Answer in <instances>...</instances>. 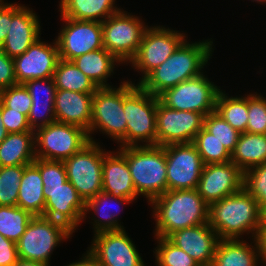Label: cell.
Returning <instances> with one entry per match:
<instances>
[{"instance_id":"8fae6325","label":"cell","mask_w":266,"mask_h":266,"mask_svg":"<svg viewBox=\"0 0 266 266\" xmlns=\"http://www.w3.org/2000/svg\"><path fill=\"white\" fill-rule=\"evenodd\" d=\"M219 89L205 75L194 77L177 86L166 89L158 98L167 107L202 113L205 116L215 112Z\"/></svg>"},{"instance_id":"ffe728a7","label":"cell","mask_w":266,"mask_h":266,"mask_svg":"<svg viewBox=\"0 0 266 266\" xmlns=\"http://www.w3.org/2000/svg\"><path fill=\"white\" fill-rule=\"evenodd\" d=\"M40 21L29 7L11 3V24L0 49L11 58L22 55L40 39Z\"/></svg>"},{"instance_id":"1f68e13d","label":"cell","mask_w":266,"mask_h":266,"mask_svg":"<svg viewBox=\"0 0 266 266\" xmlns=\"http://www.w3.org/2000/svg\"><path fill=\"white\" fill-rule=\"evenodd\" d=\"M53 80L56 89L94 93L98 88L90 78L77 68L73 61L64 59L58 61Z\"/></svg>"},{"instance_id":"836d02e7","label":"cell","mask_w":266,"mask_h":266,"mask_svg":"<svg viewBox=\"0 0 266 266\" xmlns=\"http://www.w3.org/2000/svg\"><path fill=\"white\" fill-rule=\"evenodd\" d=\"M33 217L19 206H0V234L17 243Z\"/></svg>"},{"instance_id":"5bb4252c","label":"cell","mask_w":266,"mask_h":266,"mask_svg":"<svg viewBox=\"0 0 266 266\" xmlns=\"http://www.w3.org/2000/svg\"><path fill=\"white\" fill-rule=\"evenodd\" d=\"M167 191L196 189L204 162L193 143L165 146Z\"/></svg>"},{"instance_id":"e575fe53","label":"cell","mask_w":266,"mask_h":266,"mask_svg":"<svg viewBox=\"0 0 266 266\" xmlns=\"http://www.w3.org/2000/svg\"><path fill=\"white\" fill-rule=\"evenodd\" d=\"M192 143L205 165L231 161V153L204 128L197 133Z\"/></svg>"},{"instance_id":"d590c367","label":"cell","mask_w":266,"mask_h":266,"mask_svg":"<svg viewBox=\"0 0 266 266\" xmlns=\"http://www.w3.org/2000/svg\"><path fill=\"white\" fill-rule=\"evenodd\" d=\"M155 248L156 266H199L185 251L176 247L167 238L157 237Z\"/></svg>"},{"instance_id":"4fadbf2b","label":"cell","mask_w":266,"mask_h":266,"mask_svg":"<svg viewBox=\"0 0 266 266\" xmlns=\"http://www.w3.org/2000/svg\"><path fill=\"white\" fill-rule=\"evenodd\" d=\"M205 115L193 111L175 110L165 106L157 97L156 145L192 143L203 128Z\"/></svg>"},{"instance_id":"f35d334b","label":"cell","mask_w":266,"mask_h":266,"mask_svg":"<svg viewBox=\"0 0 266 266\" xmlns=\"http://www.w3.org/2000/svg\"><path fill=\"white\" fill-rule=\"evenodd\" d=\"M243 188L257 201L260 209L266 212V163L254 166L244 172Z\"/></svg>"},{"instance_id":"8992f818","label":"cell","mask_w":266,"mask_h":266,"mask_svg":"<svg viewBox=\"0 0 266 266\" xmlns=\"http://www.w3.org/2000/svg\"><path fill=\"white\" fill-rule=\"evenodd\" d=\"M127 119L123 110V82L119 87H98L93 94L92 118L87 132L90 141L95 142L92 133L96 130L126 147Z\"/></svg>"},{"instance_id":"ee69618b","label":"cell","mask_w":266,"mask_h":266,"mask_svg":"<svg viewBox=\"0 0 266 266\" xmlns=\"http://www.w3.org/2000/svg\"><path fill=\"white\" fill-rule=\"evenodd\" d=\"M16 84L13 58L0 49V91Z\"/></svg>"},{"instance_id":"f546056e","label":"cell","mask_w":266,"mask_h":266,"mask_svg":"<svg viewBox=\"0 0 266 266\" xmlns=\"http://www.w3.org/2000/svg\"><path fill=\"white\" fill-rule=\"evenodd\" d=\"M72 61L97 87H110L107 78L114 73L116 63L122 64L105 48L90 51Z\"/></svg>"},{"instance_id":"74e56055","label":"cell","mask_w":266,"mask_h":266,"mask_svg":"<svg viewBox=\"0 0 266 266\" xmlns=\"http://www.w3.org/2000/svg\"><path fill=\"white\" fill-rule=\"evenodd\" d=\"M203 128L223 144L230 153L234 151L240 133L216 111L205 116Z\"/></svg>"},{"instance_id":"e0dca14e","label":"cell","mask_w":266,"mask_h":266,"mask_svg":"<svg viewBox=\"0 0 266 266\" xmlns=\"http://www.w3.org/2000/svg\"><path fill=\"white\" fill-rule=\"evenodd\" d=\"M244 172L232 161L204 165L197 185L198 194L209 205L243 188Z\"/></svg>"},{"instance_id":"681fc988","label":"cell","mask_w":266,"mask_h":266,"mask_svg":"<svg viewBox=\"0 0 266 266\" xmlns=\"http://www.w3.org/2000/svg\"><path fill=\"white\" fill-rule=\"evenodd\" d=\"M14 266H50L41 262L26 260L22 258H18Z\"/></svg>"},{"instance_id":"4dcf8cb0","label":"cell","mask_w":266,"mask_h":266,"mask_svg":"<svg viewBox=\"0 0 266 266\" xmlns=\"http://www.w3.org/2000/svg\"><path fill=\"white\" fill-rule=\"evenodd\" d=\"M231 161L243 172L266 163V134L240 133Z\"/></svg>"},{"instance_id":"2e32d148","label":"cell","mask_w":266,"mask_h":266,"mask_svg":"<svg viewBox=\"0 0 266 266\" xmlns=\"http://www.w3.org/2000/svg\"><path fill=\"white\" fill-rule=\"evenodd\" d=\"M88 251L99 266H145L125 229L94 234Z\"/></svg>"},{"instance_id":"7402d4cb","label":"cell","mask_w":266,"mask_h":266,"mask_svg":"<svg viewBox=\"0 0 266 266\" xmlns=\"http://www.w3.org/2000/svg\"><path fill=\"white\" fill-rule=\"evenodd\" d=\"M93 94L57 89L54 100L55 120L79 126L88 132L92 118Z\"/></svg>"},{"instance_id":"603a6c76","label":"cell","mask_w":266,"mask_h":266,"mask_svg":"<svg viewBox=\"0 0 266 266\" xmlns=\"http://www.w3.org/2000/svg\"><path fill=\"white\" fill-rule=\"evenodd\" d=\"M116 152L104 149L102 192L136 200L138 195L134 188L127 159L120 151Z\"/></svg>"},{"instance_id":"44dd1931","label":"cell","mask_w":266,"mask_h":266,"mask_svg":"<svg viewBox=\"0 0 266 266\" xmlns=\"http://www.w3.org/2000/svg\"><path fill=\"white\" fill-rule=\"evenodd\" d=\"M167 239L185 251L199 265L212 264L220 241L218 234L208 223L177 230Z\"/></svg>"},{"instance_id":"d6986e66","label":"cell","mask_w":266,"mask_h":266,"mask_svg":"<svg viewBox=\"0 0 266 266\" xmlns=\"http://www.w3.org/2000/svg\"><path fill=\"white\" fill-rule=\"evenodd\" d=\"M60 60L58 45L41 42L38 39L22 55L13 58L17 84L36 79L53 78Z\"/></svg>"},{"instance_id":"c3c4849f","label":"cell","mask_w":266,"mask_h":266,"mask_svg":"<svg viewBox=\"0 0 266 266\" xmlns=\"http://www.w3.org/2000/svg\"><path fill=\"white\" fill-rule=\"evenodd\" d=\"M259 241L261 245L262 258L264 264H266V217H263L262 230L259 236Z\"/></svg>"},{"instance_id":"6da1fadb","label":"cell","mask_w":266,"mask_h":266,"mask_svg":"<svg viewBox=\"0 0 266 266\" xmlns=\"http://www.w3.org/2000/svg\"><path fill=\"white\" fill-rule=\"evenodd\" d=\"M212 43L211 39L194 43L185 39L175 52L152 70L139 85L158 97L166 89L201 75L214 51Z\"/></svg>"},{"instance_id":"8d00e7d4","label":"cell","mask_w":266,"mask_h":266,"mask_svg":"<svg viewBox=\"0 0 266 266\" xmlns=\"http://www.w3.org/2000/svg\"><path fill=\"white\" fill-rule=\"evenodd\" d=\"M24 166L0 167V206H17Z\"/></svg>"},{"instance_id":"9a60e30c","label":"cell","mask_w":266,"mask_h":266,"mask_svg":"<svg viewBox=\"0 0 266 266\" xmlns=\"http://www.w3.org/2000/svg\"><path fill=\"white\" fill-rule=\"evenodd\" d=\"M63 24L55 39L60 59L72 61L78 56L104 48L102 22L61 17Z\"/></svg>"},{"instance_id":"7c38bea8","label":"cell","mask_w":266,"mask_h":266,"mask_svg":"<svg viewBox=\"0 0 266 266\" xmlns=\"http://www.w3.org/2000/svg\"><path fill=\"white\" fill-rule=\"evenodd\" d=\"M186 34L162 26H150L143 35L132 68L141 72L139 84L152 70L166 61L185 40Z\"/></svg>"},{"instance_id":"5b68a950","label":"cell","mask_w":266,"mask_h":266,"mask_svg":"<svg viewBox=\"0 0 266 266\" xmlns=\"http://www.w3.org/2000/svg\"><path fill=\"white\" fill-rule=\"evenodd\" d=\"M123 110L127 119L126 146L156 145L157 96H153L139 84L125 80Z\"/></svg>"},{"instance_id":"60d3db41","label":"cell","mask_w":266,"mask_h":266,"mask_svg":"<svg viewBox=\"0 0 266 266\" xmlns=\"http://www.w3.org/2000/svg\"><path fill=\"white\" fill-rule=\"evenodd\" d=\"M0 101L10 109L20 112L28 117L32 97L24 84H16L0 91Z\"/></svg>"},{"instance_id":"ba28073f","label":"cell","mask_w":266,"mask_h":266,"mask_svg":"<svg viewBox=\"0 0 266 266\" xmlns=\"http://www.w3.org/2000/svg\"><path fill=\"white\" fill-rule=\"evenodd\" d=\"M126 12L122 9L102 22L104 48L123 64L135 57L149 27L138 16Z\"/></svg>"},{"instance_id":"83f0119b","label":"cell","mask_w":266,"mask_h":266,"mask_svg":"<svg viewBox=\"0 0 266 266\" xmlns=\"http://www.w3.org/2000/svg\"><path fill=\"white\" fill-rule=\"evenodd\" d=\"M43 187V180L38 167L34 163L24 165L17 206L29 211L33 216H43L45 208Z\"/></svg>"},{"instance_id":"7a4b0ae2","label":"cell","mask_w":266,"mask_h":266,"mask_svg":"<svg viewBox=\"0 0 266 266\" xmlns=\"http://www.w3.org/2000/svg\"><path fill=\"white\" fill-rule=\"evenodd\" d=\"M263 215L245 188L208 205V224L220 239H240L245 233H252V240L259 238Z\"/></svg>"},{"instance_id":"d4e9b609","label":"cell","mask_w":266,"mask_h":266,"mask_svg":"<svg viewBox=\"0 0 266 266\" xmlns=\"http://www.w3.org/2000/svg\"><path fill=\"white\" fill-rule=\"evenodd\" d=\"M241 239H220L212 265L258 266L261 262L264 263L259 238H254L251 245L247 244L245 240L243 241V238Z\"/></svg>"},{"instance_id":"f5cc1de1","label":"cell","mask_w":266,"mask_h":266,"mask_svg":"<svg viewBox=\"0 0 266 266\" xmlns=\"http://www.w3.org/2000/svg\"><path fill=\"white\" fill-rule=\"evenodd\" d=\"M199 266H213L212 264H209V265H199Z\"/></svg>"},{"instance_id":"cb8c5ba5","label":"cell","mask_w":266,"mask_h":266,"mask_svg":"<svg viewBox=\"0 0 266 266\" xmlns=\"http://www.w3.org/2000/svg\"><path fill=\"white\" fill-rule=\"evenodd\" d=\"M24 85L32 97V106L28 115L31 129L35 131L55 122L54 100L57 89L53 78L30 80Z\"/></svg>"},{"instance_id":"b9f144b4","label":"cell","mask_w":266,"mask_h":266,"mask_svg":"<svg viewBox=\"0 0 266 266\" xmlns=\"http://www.w3.org/2000/svg\"><path fill=\"white\" fill-rule=\"evenodd\" d=\"M39 169L43 186H62L67 181V172L63 161L36 158L33 162Z\"/></svg>"},{"instance_id":"ab89813d","label":"cell","mask_w":266,"mask_h":266,"mask_svg":"<svg viewBox=\"0 0 266 266\" xmlns=\"http://www.w3.org/2000/svg\"><path fill=\"white\" fill-rule=\"evenodd\" d=\"M246 132L266 134V98L255 92L248 94V124Z\"/></svg>"},{"instance_id":"4316f807","label":"cell","mask_w":266,"mask_h":266,"mask_svg":"<svg viewBox=\"0 0 266 266\" xmlns=\"http://www.w3.org/2000/svg\"><path fill=\"white\" fill-rule=\"evenodd\" d=\"M132 201L134 200L126 197H116L104 192H100L95 197L85 202V211L83 219L84 218L86 219L87 212L89 213L90 211H94L93 213L97 214L98 216L97 218H95L94 216L92 218V220H94L92 224L94 226L93 228L95 234L106 231L122 230L124 229V227L123 225H121V223L119 224L118 219L116 217L118 216L117 215L118 213H116L118 212V210L116 211L115 209V211H112L113 213H111L110 212V210L112 209L111 205L119 204L120 206H123L126 203H131Z\"/></svg>"},{"instance_id":"52a82bcc","label":"cell","mask_w":266,"mask_h":266,"mask_svg":"<svg viewBox=\"0 0 266 266\" xmlns=\"http://www.w3.org/2000/svg\"><path fill=\"white\" fill-rule=\"evenodd\" d=\"M74 232L65 224L44 216H34L17 242L18 257L50 265V257L58 244Z\"/></svg>"},{"instance_id":"bcb514c9","label":"cell","mask_w":266,"mask_h":266,"mask_svg":"<svg viewBox=\"0 0 266 266\" xmlns=\"http://www.w3.org/2000/svg\"><path fill=\"white\" fill-rule=\"evenodd\" d=\"M11 24V4L0 0V47L3 45Z\"/></svg>"},{"instance_id":"f907efd6","label":"cell","mask_w":266,"mask_h":266,"mask_svg":"<svg viewBox=\"0 0 266 266\" xmlns=\"http://www.w3.org/2000/svg\"><path fill=\"white\" fill-rule=\"evenodd\" d=\"M7 135H8V132L3 125L2 118H1V109H0V144L4 141Z\"/></svg>"},{"instance_id":"9c48e42d","label":"cell","mask_w":266,"mask_h":266,"mask_svg":"<svg viewBox=\"0 0 266 266\" xmlns=\"http://www.w3.org/2000/svg\"><path fill=\"white\" fill-rule=\"evenodd\" d=\"M34 133L36 158L45 160L64 161L90 142L83 128L57 121L37 128Z\"/></svg>"},{"instance_id":"d6a6232c","label":"cell","mask_w":266,"mask_h":266,"mask_svg":"<svg viewBox=\"0 0 266 266\" xmlns=\"http://www.w3.org/2000/svg\"><path fill=\"white\" fill-rule=\"evenodd\" d=\"M222 90L219 92L215 111L239 133H245L248 124V94L229 97Z\"/></svg>"},{"instance_id":"3957f363","label":"cell","mask_w":266,"mask_h":266,"mask_svg":"<svg viewBox=\"0 0 266 266\" xmlns=\"http://www.w3.org/2000/svg\"><path fill=\"white\" fill-rule=\"evenodd\" d=\"M149 204L154 209L157 237L167 238L177 230L208 223V204L197 189L167 191Z\"/></svg>"},{"instance_id":"f1b7e54d","label":"cell","mask_w":266,"mask_h":266,"mask_svg":"<svg viewBox=\"0 0 266 266\" xmlns=\"http://www.w3.org/2000/svg\"><path fill=\"white\" fill-rule=\"evenodd\" d=\"M59 7L60 17L95 22H103L121 10L115 0H60Z\"/></svg>"},{"instance_id":"f6af8a7d","label":"cell","mask_w":266,"mask_h":266,"mask_svg":"<svg viewBox=\"0 0 266 266\" xmlns=\"http://www.w3.org/2000/svg\"><path fill=\"white\" fill-rule=\"evenodd\" d=\"M18 258L17 243L0 234V266H14Z\"/></svg>"},{"instance_id":"30bf717a","label":"cell","mask_w":266,"mask_h":266,"mask_svg":"<svg viewBox=\"0 0 266 266\" xmlns=\"http://www.w3.org/2000/svg\"><path fill=\"white\" fill-rule=\"evenodd\" d=\"M104 149L90 141L79 152L65 159L67 180L84 202L102 192Z\"/></svg>"},{"instance_id":"7bdbcfd3","label":"cell","mask_w":266,"mask_h":266,"mask_svg":"<svg viewBox=\"0 0 266 266\" xmlns=\"http://www.w3.org/2000/svg\"><path fill=\"white\" fill-rule=\"evenodd\" d=\"M1 118L4 127L8 133H21L25 131H34L28 123V117L13 109L7 108L0 101Z\"/></svg>"},{"instance_id":"484cf974","label":"cell","mask_w":266,"mask_h":266,"mask_svg":"<svg viewBox=\"0 0 266 266\" xmlns=\"http://www.w3.org/2000/svg\"><path fill=\"white\" fill-rule=\"evenodd\" d=\"M35 159L34 131L8 133L0 144V167L24 166L33 163Z\"/></svg>"},{"instance_id":"816d5d0a","label":"cell","mask_w":266,"mask_h":266,"mask_svg":"<svg viewBox=\"0 0 266 266\" xmlns=\"http://www.w3.org/2000/svg\"><path fill=\"white\" fill-rule=\"evenodd\" d=\"M253 2L255 1V2H259V3H262V4H266V0H252Z\"/></svg>"},{"instance_id":"ac0fdd59","label":"cell","mask_w":266,"mask_h":266,"mask_svg":"<svg viewBox=\"0 0 266 266\" xmlns=\"http://www.w3.org/2000/svg\"><path fill=\"white\" fill-rule=\"evenodd\" d=\"M45 208L43 216L65 224L75 232L82 222L85 202L67 180L62 186L43 187Z\"/></svg>"},{"instance_id":"277c9868","label":"cell","mask_w":266,"mask_h":266,"mask_svg":"<svg viewBox=\"0 0 266 266\" xmlns=\"http://www.w3.org/2000/svg\"><path fill=\"white\" fill-rule=\"evenodd\" d=\"M127 159L138 196L153 199L167 192L165 146L140 145L117 148Z\"/></svg>"},{"instance_id":"7dc6e473","label":"cell","mask_w":266,"mask_h":266,"mask_svg":"<svg viewBox=\"0 0 266 266\" xmlns=\"http://www.w3.org/2000/svg\"><path fill=\"white\" fill-rule=\"evenodd\" d=\"M84 256V257H83ZM65 266H99L95 257L87 250V252L82 255V259L77 262Z\"/></svg>"}]
</instances>
